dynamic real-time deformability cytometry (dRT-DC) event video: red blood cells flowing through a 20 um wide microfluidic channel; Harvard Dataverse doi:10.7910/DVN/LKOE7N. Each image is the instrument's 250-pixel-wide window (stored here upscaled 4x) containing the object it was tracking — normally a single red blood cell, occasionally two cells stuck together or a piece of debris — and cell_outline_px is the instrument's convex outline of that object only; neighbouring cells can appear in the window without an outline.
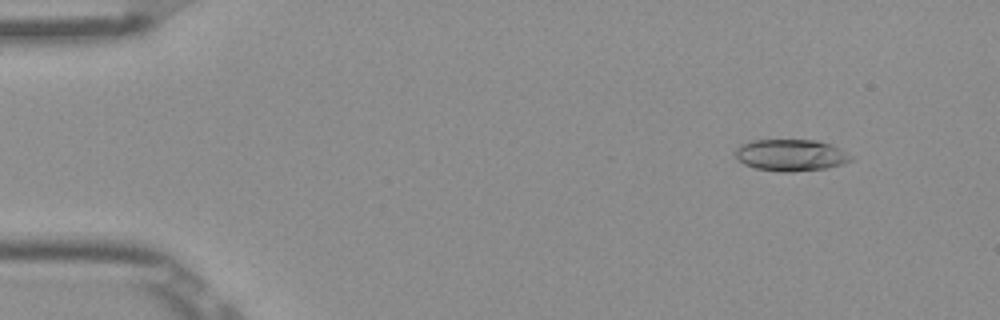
{"species": "Egyptian fruit bat (a non-hibernating species)", "species_latin": "Rousettus aegyptiacus", "temperature_condition": "room temperature", "stored_images_in_passage": 53, "camera_frame_rate_fps": 3000, "um_per_image_px": 0.085, "frame": {"image": 1, "passage_image": 6, "time_ms": 1.667, "image_size_px": [1000, 320], "cell_outline_px": [[852, 160], [844, 164], [824, 168], [792, 172], [780, 172], [756, 168], [744, 164], [736, 156], [736, 148], [740, 144], [752, 140], [816, 140], [832, 144], [840, 148], [852, 156]], "centroid_in_image_um": [67.24, 13.18], "position_along_channel_um": 17.8, "area_um2": 21.39}}
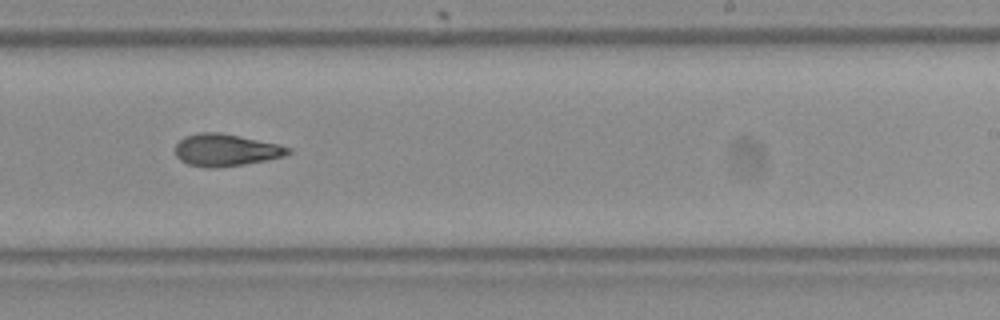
{"frame": {"image": 2, "passage_image": 33, "time_ms": 10.667, "image_size_px": [1000, 320], "cell_outline_px": [[292, 152], [284, 156], [244, 164], [216, 168], [208, 168], [188, 164], [180, 160], [176, 156], [176, 144], [184, 136], [200, 132], [220, 132], [280, 144], [292, 148]], "centroid_in_image_um": [19.2, 12.75], "position_along_channel_um": 269.8, "area_um2": 21.21}}
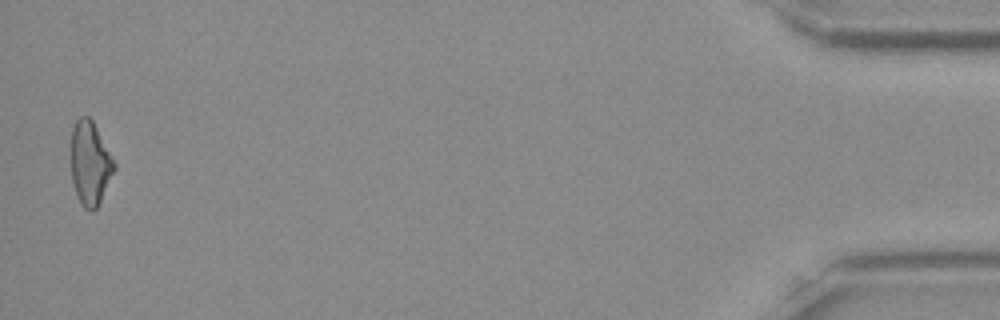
{"frame": {"image": 3, "passage_image": 52, "time_ms": 17.0, "image_size_px": [1000, 320], "cell_outline_px": [[116, 168], [96, 208], [92, 212], [84, 208], [72, 184], [72, 128], [76, 120], [80, 116], [88, 116], [92, 120], [116, 164]], "centroid_in_image_um": [7.66, 13.87], "position_along_channel_um": 427.5, "area_um2": 20.63}, "authors_computed_cell_mechanics": {"area_um2": 21.1548, "velocity_mm_per_s": 3.9109, "shape_relaxation_time_tau1_ms": 10.1001, "shape_relaxation_time_tau2_ms": 5.6754, "deformation_change_tau1": 0.2435, "deformation_change_tau2": 0.1422}}